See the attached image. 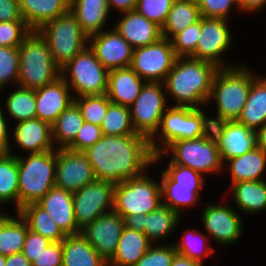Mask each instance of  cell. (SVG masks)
Returning <instances> with one entry per match:
<instances>
[{"mask_svg": "<svg viewBox=\"0 0 266 266\" xmlns=\"http://www.w3.org/2000/svg\"><path fill=\"white\" fill-rule=\"evenodd\" d=\"M226 163L230 166L231 185L243 181L264 180L261 175L266 168V151L256 146L239 157L227 160Z\"/></svg>", "mask_w": 266, "mask_h": 266, "instance_id": "cell-30", "label": "cell"}, {"mask_svg": "<svg viewBox=\"0 0 266 266\" xmlns=\"http://www.w3.org/2000/svg\"><path fill=\"white\" fill-rule=\"evenodd\" d=\"M70 12L88 36L102 32L110 10L107 0H70Z\"/></svg>", "mask_w": 266, "mask_h": 266, "instance_id": "cell-27", "label": "cell"}, {"mask_svg": "<svg viewBox=\"0 0 266 266\" xmlns=\"http://www.w3.org/2000/svg\"><path fill=\"white\" fill-rule=\"evenodd\" d=\"M266 5V0H245V12H255Z\"/></svg>", "mask_w": 266, "mask_h": 266, "instance_id": "cell-59", "label": "cell"}, {"mask_svg": "<svg viewBox=\"0 0 266 266\" xmlns=\"http://www.w3.org/2000/svg\"><path fill=\"white\" fill-rule=\"evenodd\" d=\"M227 21L225 18L201 17V35L192 58L214 63L218 68H229L224 66L225 62L220 57L232 43Z\"/></svg>", "mask_w": 266, "mask_h": 266, "instance_id": "cell-16", "label": "cell"}, {"mask_svg": "<svg viewBox=\"0 0 266 266\" xmlns=\"http://www.w3.org/2000/svg\"><path fill=\"white\" fill-rule=\"evenodd\" d=\"M18 211L29 204L38 203L55 186L56 150L32 153L24 159L19 155Z\"/></svg>", "mask_w": 266, "mask_h": 266, "instance_id": "cell-4", "label": "cell"}, {"mask_svg": "<svg viewBox=\"0 0 266 266\" xmlns=\"http://www.w3.org/2000/svg\"><path fill=\"white\" fill-rule=\"evenodd\" d=\"M124 219L114 210L104 213L81 230V235L109 263L124 229Z\"/></svg>", "mask_w": 266, "mask_h": 266, "instance_id": "cell-17", "label": "cell"}, {"mask_svg": "<svg viewBox=\"0 0 266 266\" xmlns=\"http://www.w3.org/2000/svg\"><path fill=\"white\" fill-rule=\"evenodd\" d=\"M164 89V82H146L139 96L130 106L131 120L135 132L149 140L153 154L160 153V146L155 141V138H157L156 133L159 129L162 115L165 113L164 109L168 107L166 96L163 92Z\"/></svg>", "mask_w": 266, "mask_h": 266, "instance_id": "cell-7", "label": "cell"}, {"mask_svg": "<svg viewBox=\"0 0 266 266\" xmlns=\"http://www.w3.org/2000/svg\"><path fill=\"white\" fill-rule=\"evenodd\" d=\"M114 187L112 182L95 179L73 193L74 215L80 230L113 210Z\"/></svg>", "mask_w": 266, "mask_h": 266, "instance_id": "cell-12", "label": "cell"}, {"mask_svg": "<svg viewBox=\"0 0 266 266\" xmlns=\"http://www.w3.org/2000/svg\"><path fill=\"white\" fill-rule=\"evenodd\" d=\"M199 6L201 17L204 18H225L228 19L231 7H239L236 0H196Z\"/></svg>", "mask_w": 266, "mask_h": 266, "instance_id": "cell-49", "label": "cell"}, {"mask_svg": "<svg viewBox=\"0 0 266 266\" xmlns=\"http://www.w3.org/2000/svg\"><path fill=\"white\" fill-rule=\"evenodd\" d=\"M248 67L219 68L214 75L209 101L215 99L217 113L228 121H237L256 78Z\"/></svg>", "mask_w": 266, "mask_h": 266, "instance_id": "cell-5", "label": "cell"}, {"mask_svg": "<svg viewBox=\"0 0 266 266\" xmlns=\"http://www.w3.org/2000/svg\"><path fill=\"white\" fill-rule=\"evenodd\" d=\"M161 177L163 205L181 214V207H190L198 202L199 192L204 186L201 173L170 161Z\"/></svg>", "mask_w": 266, "mask_h": 266, "instance_id": "cell-10", "label": "cell"}, {"mask_svg": "<svg viewBox=\"0 0 266 266\" xmlns=\"http://www.w3.org/2000/svg\"><path fill=\"white\" fill-rule=\"evenodd\" d=\"M19 172L17 156L0 154V203L14 201L18 211Z\"/></svg>", "mask_w": 266, "mask_h": 266, "instance_id": "cell-38", "label": "cell"}, {"mask_svg": "<svg viewBox=\"0 0 266 266\" xmlns=\"http://www.w3.org/2000/svg\"><path fill=\"white\" fill-rule=\"evenodd\" d=\"M200 35L201 18L170 39L175 55L177 57H191L196 52V46Z\"/></svg>", "mask_w": 266, "mask_h": 266, "instance_id": "cell-43", "label": "cell"}, {"mask_svg": "<svg viewBox=\"0 0 266 266\" xmlns=\"http://www.w3.org/2000/svg\"><path fill=\"white\" fill-rule=\"evenodd\" d=\"M5 266H32V263L21 252L6 256Z\"/></svg>", "mask_w": 266, "mask_h": 266, "instance_id": "cell-57", "label": "cell"}, {"mask_svg": "<svg viewBox=\"0 0 266 266\" xmlns=\"http://www.w3.org/2000/svg\"><path fill=\"white\" fill-rule=\"evenodd\" d=\"M196 229L188 230L185 234H183V239L180 241V243H175L174 248L176 249V252L186 256L192 260L198 261L199 263H203V257L206 255L212 254V251L214 249L212 247L207 246L204 249L201 248L200 250V244H204L203 242H207L208 237L207 235H204L202 233L196 232ZM195 232V233H194ZM202 239V240H201ZM204 240V241H203ZM200 246V247H198ZM199 248V249H198ZM200 250V251H199ZM203 250V251H202ZM202 251V252H201Z\"/></svg>", "mask_w": 266, "mask_h": 266, "instance_id": "cell-42", "label": "cell"}, {"mask_svg": "<svg viewBox=\"0 0 266 266\" xmlns=\"http://www.w3.org/2000/svg\"><path fill=\"white\" fill-rule=\"evenodd\" d=\"M96 179L118 184L140 176L155 164L149 140L140 135L103 137L84 151Z\"/></svg>", "mask_w": 266, "mask_h": 266, "instance_id": "cell-1", "label": "cell"}, {"mask_svg": "<svg viewBox=\"0 0 266 266\" xmlns=\"http://www.w3.org/2000/svg\"><path fill=\"white\" fill-rule=\"evenodd\" d=\"M62 241L51 242L32 262V266H63Z\"/></svg>", "mask_w": 266, "mask_h": 266, "instance_id": "cell-51", "label": "cell"}, {"mask_svg": "<svg viewBox=\"0 0 266 266\" xmlns=\"http://www.w3.org/2000/svg\"><path fill=\"white\" fill-rule=\"evenodd\" d=\"M23 20L19 0H0V22Z\"/></svg>", "mask_w": 266, "mask_h": 266, "instance_id": "cell-53", "label": "cell"}, {"mask_svg": "<svg viewBox=\"0 0 266 266\" xmlns=\"http://www.w3.org/2000/svg\"><path fill=\"white\" fill-rule=\"evenodd\" d=\"M158 132L162 134L160 144L164 145L160 147V153L177 140L202 137L201 107H168L162 115L157 134H159Z\"/></svg>", "mask_w": 266, "mask_h": 266, "instance_id": "cell-14", "label": "cell"}, {"mask_svg": "<svg viewBox=\"0 0 266 266\" xmlns=\"http://www.w3.org/2000/svg\"><path fill=\"white\" fill-rule=\"evenodd\" d=\"M95 179L93 167L84 152L56 149V187L75 193Z\"/></svg>", "mask_w": 266, "mask_h": 266, "instance_id": "cell-15", "label": "cell"}, {"mask_svg": "<svg viewBox=\"0 0 266 266\" xmlns=\"http://www.w3.org/2000/svg\"><path fill=\"white\" fill-rule=\"evenodd\" d=\"M19 49L18 47L0 46V89L7 83L18 82Z\"/></svg>", "mask_w": 266, "mask_h": 266, "instance_id": "cell-44", "label": "cell"}, {"mask_svg": "<svg viewBox=\"0 0 266 266\" xmlns=\"http://www.w3.org/2000/svg\"><path fill=\"white\" fill-rule=\"evenodd\" d=\"M6 256L0 254V266H5Z\"/></svg>", "mask_w": 266, "mask_h": 266, "instance_id": "cell-62", "label": "cell"}, {"mask_svg": "<svg viewBox=\"0 0 266 266\" xmlns=\"http://www.w3.org/2000/svg\"><path fill=\"white\" fill-rule=\"evenodd\" d=\"M236 1L239 4L240 10L242 9L243 11H245V0H236Z\"/></svg>", "mask_w": 266, "mask_h": 266, "instance_id": "cell-61", "label": "cell"}, {"mask_svg": "<svg viewBox=\"0 0 266 266\" xmlns=\"http://www.w3.org/2000/svg\"><path fill=\"white\" fill-rule=\"evenodd\" d=\"M144 172L127 179L114 187L113 210L123 218L133 214H148L162 205L161 183H157Z\"/></svg>", "mask_w": 266, "mask_h": 266, "instance_id": "cell-8", "label": "cell"}, {"mask_svg": "<svg viewBox=\"0 0 266 266\" xmlns=\"http://www.w3.org/2000/svg\"><path fill=\"white\" fill-rule=\"evenodd\" d=\"M18 212L26 220L29 230L42 235L49 241L60 242L66 237L49 213L37 203L26 205Z\"/></svg>", "mask_w": 266, "mask_h": 266, "instance_id": "cell-36", "label": "cell"}, {"mask_svg": "<svg viewBox=\"0 0 266 266\" xmlns=\"http://www.w3.org/2000/svg\"><path fill=\"white\" fill-rule=\"evenodd\" d=\"M122 14L114 28L134 49L153 44L162 37L161 27L136 10Z\"/></svg>", "mask_w": 266, "mask_h": 266, "instance_id": "cell-22", "label": "cell"}, {"mask_svg": "<svg viewBox=\"0 0 266 266\" xmlns=\"http://www.w3.org/2000/svg\"><path fill=\"white\" fill-rule=\"evenodd\" d=\"M173 244H160L150 246L148 251L134 266H171L172 260L176 254Z\"/></svg>", "mask_w": 266, "mask_h": 266, "instance_id": "cell-47", "label": "cell"}, {"mask_svg": "<svg viewBox=\"0 0 266 266\" xmlns=\"http://www.w3.org/2000/svg\"><path fill=\"white\" fill-rule=\"evenodd\" d=\"M142 80L131 67L110 70L105 94L112 103L130 107L146 83Z\"/></svg>", "mask_w": 266, "mask_h": 266, "instance_id": "cell-23", "label": "cell"}, {"mask_svg": "<svg viewBox=\"0 0 266 266\" xmlns=\"http://www.w3.org/2000/svg\"><path fill=\"white\" fill-rule=\"evenodd\" d=\"M257 133V146L262 147L266 151V124L258 129Z\"/></svg>", "mask_w": 266, "mask_h": 266, "instance_id": "cell-60", "label": "cell"}, {"mask_svg": "<svg viewBox=\"0 0 266 266\" xmlns=\"http://www.w3.org/2000/svg\"><path fill=\"white\" fill-rule=\"evenodd\" d=\"M36 118L52 125L59 115L74 102L70 87L62 76L52 83L35 89Z\"/></svg>", "mask_w": 266, "mask_h": 266, "instance_id": "cell-20", "label": "cell"}, {"mask_svg": "<svg viewBox=\"0 0 266 266\" xmlns=\"http://www.w3.org/2000/svg\"><path fill=\"white\" fill-rule=\"evenodd\" d=\"M218 69L205 60L177 57L164 81L165 90L178 102L174 106L200 108L208 103Z\"/></svg>", "mask_w": 266, "mask_h": 266, "instance_id": "cell-2", "label": "cell"}, {"mask_svg": "<svg viewBox=\"0 0 266 266\" xmlns=\"http://www.w3.org/2000/svg\"><path fill=\"white\" fill-rule=\"evenodd\" d=\"M153 244L140 231L124 227L116 252L108 266H134Z\"/></svg>", "mask_w": 266, "mask_h": 266, "instance_id": "cell-28", "label": "cell"}, {"mask_svg": "<svg viewBox=\"0 0 266 266\" xmlns=\"http://www.w3.org/2000/svg\"><path fill=\"white\" fill-rule=\"evenodd\" d=\"M63 266H108V263L81 235H69L62 240Z\"/></svg>", "mask_w": 266, "mask_h": 266, "instance_id": "cell-31", "label": "cell"}, {"mask_svg": "<svg viewBox=\"0 0 266 266\" xmlns=\"http://www.w3.org/2000/svg\"><path fill=\"white\" fill-rule=\"evenodd\" d=\"M38 32L47 41L53 60L60 69L88 44V36L70 11L45 23Z\"/></svg>", "mask_w": 266, "mask_h": 266, "instance_id": "cell-6", "label": "cell"}, {"mask_svg": "<svg viewBox=\"0 0 266 266\" xmlns=\"http://www.w3.org/2000/svg\"><path fill=\"white\" fill-rule=\"evenodd\" d=\"M37 204L49 213L66 236L81 233L75 220L73 193L54 186Z\"/></svg>", "mask_w": 266, "mask_h": 266, "instance_id": "cell-21", "label": "cell"}, {"mask_svg": "<svg viewBox=\"0 0 266 266\" xmlns=\"http://www.w3.org/2000/svg\"><path fill=\"white\" fill-rule=\"evenodd\" d=\"M60 72L71 91L74 90V98H76V94L80 97L106 93L109 71L96 58L88 45L63 66Z\"/></svg>", "mask_w": 266, "mask_h": 266, "instance_id": "cell-9", "label": "cell"}, {"mask_svg": "<svg viewBox=\"0 0 266 266\" xmlns=\"http://www.w3.org/2000/svg\"><path fill=\"white\" fill-rule=\"evenodd\" d=\"M84 119L80 108L73 102L51 125L52 140L58 142L56 149L67 148L75 139Z\"/></svg>", "mask_w": 266, "mask_h": 266, "instance_id": "cell-35", "label": "cell"}, {"mask_svg": "<svg viewBox=\"0 0 266 266\" xmlns=\"http://www.w3.org/2000/svg\"><path fill=\"white\" fill-rule=\"evenodd\" d=\"M200 18L201 14L196 0H175L161 28L162 37L170 40L189 25L199 21Z\"/></svg>", "mask_w": 266, "mask_h": 266, "instance_id": "cell-33", "label": "cell"}, {"mask_svg": "<svg viewBox=\"0 0 266 266\" xmlns=\"http://www.w3.org/2000/svg\"><path fill=\"white\" fill-rule=\"evenodd\" d=\"M175 0H137L136 11L162 28Z\"/></svg>", "mask_w": 266, "mask_h": 266, "instance_id": "cell-45", "label": "cell"}, {"mask_svg": "<svg viewBox=\"0 0 266 266\" xmlns=\"http://www.w3.org/2000/svg\"><path fill=\"white\" fill-rule=\"evenodd\" d=\"M237 121L255 132L266 124V77L257 76L252 81L247 101Z\"/></svg>", "mask_w": 266, "mask_h": 266, "instance_id": "cell-29", "label": "cell"}, {"mask_svg": "<svg viewBox=\"0 0 266 266\" xmlns=\"http://www.w3.org/2000/svg\"><path fill=\"white\" fill-rule=\"evenodd\" d=\"M49 243H51V241H49L47 238L28 230L22 253L32 263L48 246Z\"/></svg>", "mask_w": 266, "mask_h": 266, "instance_id": "cell-52", "label": "cell"}, {"mask_svg": "<svg viewBox=\"0 0 266 266\" xmlns=\"http://www.w3.org/2000/svg\"><path fill=\"white\" fill-rule=\"evenodd\" d=\"M172 153L170 160L174 164L191 168L202 175L222 169V161L217 145L204 137L189 140H177L171 143L162 153L154 154V163L162 154Z\"/></svg>", "mask_w": 266, "mask_h": 266, "instance_id": "cell-11", "label": "cell"}, {"mask_svg": "<svg viewBox=\"0 0 266 266\" xmlns=\"http://www.w3.org/2000/svg\"><path fill=\"white\" fill-rule=\"evenodd\" d=\"M88 42V47L108 71L131 66L134 48L114 27L88 37Z\"/></svg>", "mask_w": 266, "mask_h": 266, "instance_id": "cell-18", "label": "cell"}, {"mask_svg": "<svg viewBox=\"0 0 266 266\" xmlns=\"http://www.w3.org/2000/svg\"><path fill=\"white\" fill-rule=\"evenodd\" d=\"M102 137L103 132L99 125L84 121L74 141L67 147V149L77 152H84Z\"/></svg>", "mask_w": 266, "mask_h": 266, "instance_id": "cell-48", "label": "cell"}, {"mask_svg": "<svg viewBox=\"0 0 266 266\" xmlns=\"http://www.w3.org/2000/svg\"><path fill=\"white\" fill-rule=\"evenodd\" d=\"M14 129L17 146L23 150H29L30 154L56 150L53 146L52 128L49 123L33 118L17 123Z\"/></svg>", "mask_w": 266, "mask_h": 266, "instance_id": "cell-24", "label": "cell"}, {"mask_svg": "<svg viewBox=\"0 0 266 266\" xmlns=\"http://www.w3.org/2000/svg\"><path fill=\"white\" fill-rule=\"evenodd\" d=\"M217 118H207L206 114L201 110L202 118V137L211 141L214 145H219L223 137L225 127L228 120L224 119L217 113ZM211 132V133H210Z\"/></svg>", "mask_w": 266, "mask_h": 266, "instance_id": "cell-50", "label": "cell"}, {"mask_svg": "<svg viewBox=\"0 0 266 266\" xmlns=\"http://www.w3.org/2000/svg\"><path fill=\"white\" fill-rule=\"evenodd\" d=\"M31 31L24 20L0 22V46L19 47Z\"/></svg>", "mask_w": 266, "mask_h": 266, "instance_id": "cell-46", "label": "cell"}, {"mask_svg": "<svg viewBox=\"0 0 266 266\" xmlns=\"http://www.w3.org/2000/svg\"><path fill=\"white\" fill-rule=\"evenodd\" d=\"M232 191L240 210L252 214L266 209V180L237 182Z\"/></svg>", "mask_w": 266, "mask_h": 266, "instance_id": "cell-34", "label": "cell"}, {"mask_svg": "<svg viewBox=\"0 0 266 266\" xmlns=\"http://www.w3.org/2000/svg\"><path fill=\"white\" fill-rule=\"evenodd\" d=\"M180 216L181 214L162 204L153 212L143 214V233L154 243V240L172 233L181 220Z\"/></svg>", "mask_w": 266, "mask_h": 266, "instance_id": "cell-37", "label": "cell"}, {"mask_svg": "<svg viewBox=\"0 0 266 266\" xmlns=\"http://www.w3.org/2000/svg\"><path fill=\"white\" fill-rule=\"evenodd\" d=\"M171 266H203V265L198 261L192 260L186 256L176 253L172 260Z\"/></svg>", "mask_w": 266, "mask_h": 266, "instance_id": "cell-58", "label": "cell"}, {"mask_svg": "<svg viewBox=\"0 0 266 266\" xmlns=\"http://www.w3.org/2000/svg\"><path fill=\"white\" fill-rule=\"evenodd\" d=\"M17 87L19 88L7 96L5 103L8 114L16 119L18 123L36 118L35 90Z\"/></svg>", "mask_w": 266, "mask_h": 266, "instance_id": "cell-40", "label": "cell"}, {"mask_svg": "<svg viewBox=\"0 0 266 266\" xmlns=\"http://www.w3.org/2000/svg\"><path fill=\"white\" fill-rule=\"evenodd\" d=\"M176 58L171 41L161 37L153 44L135 48L130 67L145 82H164Z\"/></svg>", "mask_w": 266, "mask_h": 266, "instance_id": "cell-13", "label": "cell"}, {"mask_svg": "<svg viewBox=\"0 0 266 266\" xmlns=\"http://www.w3.org/2000/svg\"><path fill=\"white\" fill-rule=\"evenodd\" d=\"M202 223L213 240L227 245L240 238L243 227L239 214L230 205L222 204H207Z\"/></svg>", "mask_w": 266, "mask_h": 266, "instance_id": "cell-19", "label": "cell"}, {"mask_svg": "<svg viewBox=\"0 0 266 266\" xmlns=\"http://www.w3.org/2000/svg\"><path fill=\"white\" fill-rule=\"evenodd\" d=\"M103 135L122 136L137 134L132 124L130 107L110 103L100 125Z\"/></svg>", "mask_w": 266, "mask_h": 266, "instance_id": "cell-39", "label": "cell"}, {"mask_svg": "<svg viewBox=\"0 0 266 266\" xmlns=\"http://www.w3.org/2000/svg\"><path fill=\"white\" fill-rule=\"evenodd\" d=\"M109 10L114 6L121 13L136 9L137 0H107Z\"/></svg>", "mask_w": 266, "mask_h": 266, "instance_id": "cell-55", "label": "cell"}, {"mask_svg": "<svg viewBox=\"0 0 266 266\" xmlns=\"http://www.w3.org/2000/svg\"><path fill=\"white\" fill-rule=\"evenodd\" d=\"M19 49V75L17 85L27 89H38L61 76L45 38L32 30Z\"/></svg>", "mask_w": 266, "mask_h": 266, "instance_id": "cell-3", "label": "cell"}, {"mask_svg": "<svg viewBox=\"0 0 266 266\" xmlns=\"http://www.w3.org/2000/svg\"><path fill=\"white\" fill-rule=\"evenodd\" d=\"M18 217L0 214V254L9 256L21 253L29 230L26 220L17 212Z\"/></svg>", "mask_w": 266, "mask_h": 266, "instance_id": "cell-32", "label": "cell"}, {"mask_svg": "<svg viewBox=\"0 0 266 266\" xmlns=\"http://www.w3.org/2000/svg\"><path fill=\"white\" fill-rule=\"evenodd\" d=\"M23 20L31 30L70 11V0H19Z\"/></svg>", "mask_w": 266, "mask_h": 266, "instance_id": "cell-26", "label": "cell"}, {"mask_svg": "<svg viewBox=\"0 0 266 266\" xmlns=\"http://www.w3.org/2000/svg\"><path fill=\"white\" fill-rule=\"evenodd\" d=\"M85 122L101 125L111 101L106 94L84 95L74 98Z\"/></svg>", "mask_w": 266, "mask_h": 266, "instance_id": "cell-41", "label": "cell"}, {"mask_svg": "<svg viewBox=\"0 0 266 266\" xmlns=\"http://www.w3.org/2000/svg\"><path fill=\"white\" fill-rule=\"evenodd\" d=\"M0 107V154L11 152L9 144V135L7 130V119L4 116V112Z\"/></svg>", "mask_w": 266, "mask_h": 266, "instance_id": "cell-54", "label": "cell"}, {"mask_svg": "<svg viewBox=\"0 0 266 266\" xmlns=\"http://www.w3.org/2000/svg\"><path fill=\"white\" fill-rule=\"evenodd\" d=\"M124 226L128 229L143 232V214H133L129 216H124Z\"/></svg>", "mask_w": 266, "mask_h": 266, "instance_id": "cell-56", "label": "cell"}, {"mask_svg": "<svg viewBox=\"0 0 266 266\" xmlns=\"http://www.w3.org/2000/svg\"><path fill=\"white\" fill-rule=\"evenodd\" d=\"M257 146V133L238 121H228L221 142L217 146L222 163L239 157Z\"/></svg>", "mask_w": 266, "mask_h": 266, "instance_id": "cell-25", "label": "cell"}]
</instances>
